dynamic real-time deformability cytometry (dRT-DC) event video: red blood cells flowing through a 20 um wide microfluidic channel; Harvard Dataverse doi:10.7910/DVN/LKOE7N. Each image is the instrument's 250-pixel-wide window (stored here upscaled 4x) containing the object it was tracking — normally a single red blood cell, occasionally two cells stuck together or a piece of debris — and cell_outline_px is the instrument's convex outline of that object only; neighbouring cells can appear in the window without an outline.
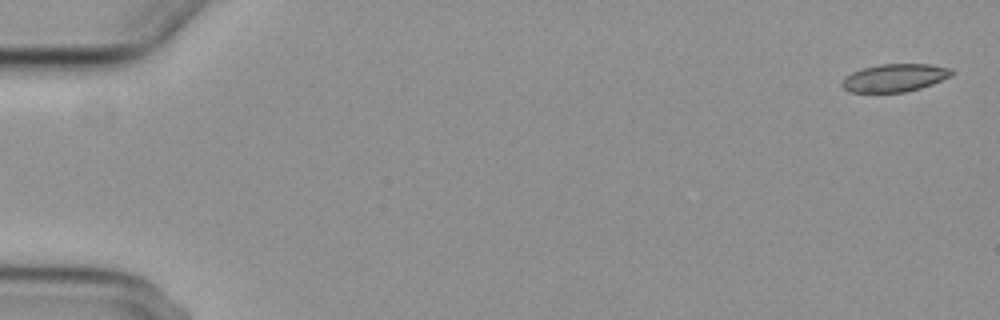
{"species": "common noctule bat (a hibernating species)", "species_latin": "Nyctalus noctula", "temperature_condition": "cold", "stored_images_in_passage": 4, "camera_frame_rate_fps": 3000, "um_per_image_px": 0.085, "animal": {"sex": "female", "body_mass_g": 29.2, "forearm_length_mm": 56.3}, "frame": {"image": 1, "passage_image": 1, "time_ms": 0.0, "image_size_px": [1000, 320], "cell_outline_px": [[952, 76], [932, 84], [920, 88], [904, 92], [848, 92], [840, 84], [844, 76], [852, 72], [864, 68], [880, 64], [928, 64], [952, 68]], "centroid_in_image_um": [76.03, 6.61], "position_along_channel_um": 9.0, "area_um2": 17.8}}